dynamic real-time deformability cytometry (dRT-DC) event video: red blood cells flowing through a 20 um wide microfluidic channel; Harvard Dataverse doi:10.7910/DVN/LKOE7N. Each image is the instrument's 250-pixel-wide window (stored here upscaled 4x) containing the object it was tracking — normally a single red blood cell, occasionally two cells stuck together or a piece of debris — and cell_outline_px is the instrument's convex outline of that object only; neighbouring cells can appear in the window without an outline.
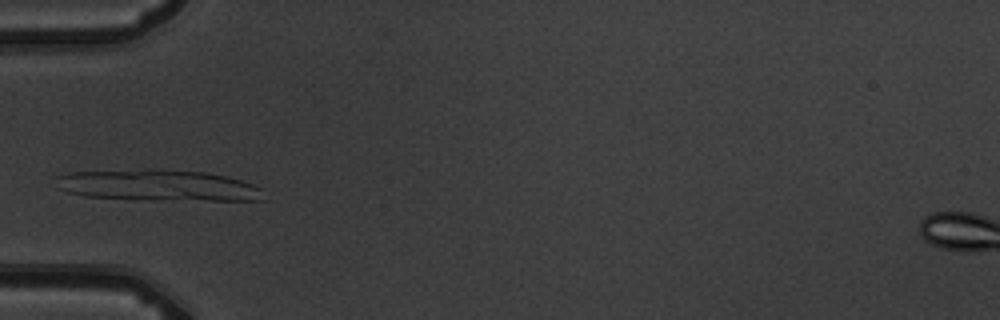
{"species": "common noctule bat (a hibernating species)", "species_latin": "Nyctalus noctula", "temperature_condition": "warm", "stored_images_in_passage": 10, "camera_frame_rate_fps": 3000, "um_per_image_px": 0.085, "animal": {"sex": "male", "body_mass_g": 19.5, "forearm_length_mm": 54.6}, "frame": {"image": 1, "passage_image": 7, "time_ms": 6.667, "image_size_px": [1000, 320], "cell_outline_px": [[264, 200], [208, 200], [84, 196], [68, 192], [56, 188], [56, 176], [68, 172], [152, 168], [204, 172], [224, 176], [240, 180], [264, 188]], "centroid_in_image_um": [13.43, 15.72], "position_along_channel_um": 71.6, "area_um2": 37.45}}
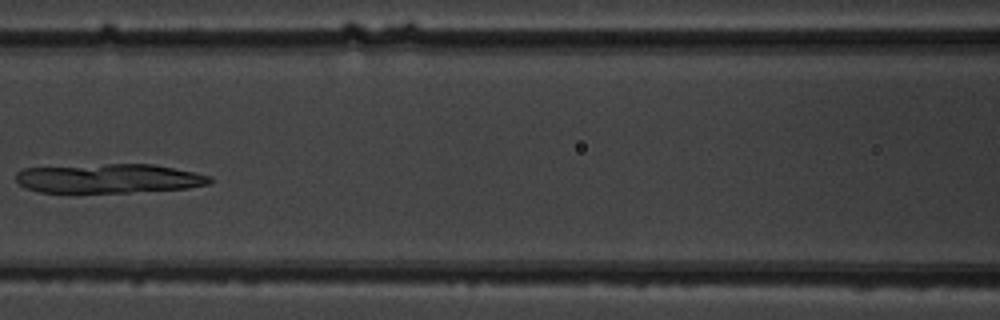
{"frame": {"image": 2, "passage_image": 9, "time_ms": 9.0, "image_size_px": [1000, 320], "cell_outline_px": [[212, 180], [208, 184], [188, 188], [128, 192], [40, 192], [28, 188], [20, 184], [16, 180], [16, 172], [24, 168], [108, 164], [152, 164], [212, 176]], "centroid_in_image_um": [9.25, 15.17], "position_along_channel_um": 157.4, "area_um2": 32.66}}
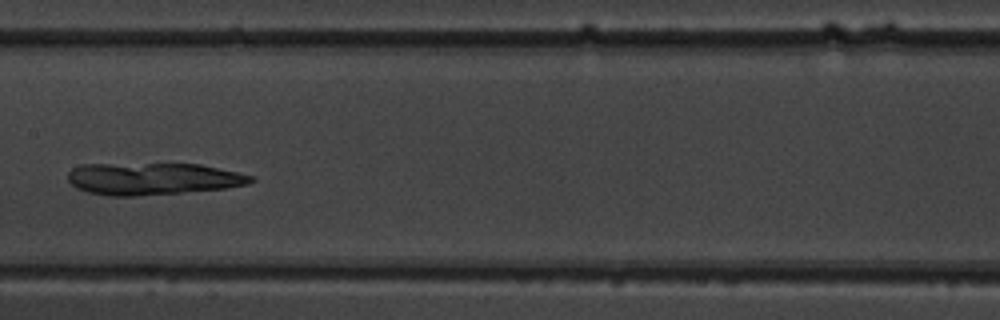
{"frame": {"image": 3, "passage_image": 10, "time_ms": 10.0, "image_size_px": [1000, 320], "cell_outline_px": [[256, 180], [248, 184], [228, 188], [132, 196], [108, 196], [88, 192], [76, 188], [68, 180], [68, 172], [72, 168], [80, 164], [200, 164], [236, 172], [252, 176]], "centroid_in_image_um": [12.96, 15.19], "position_along_channel_um": 194.4, "area_um2": 34.04}}